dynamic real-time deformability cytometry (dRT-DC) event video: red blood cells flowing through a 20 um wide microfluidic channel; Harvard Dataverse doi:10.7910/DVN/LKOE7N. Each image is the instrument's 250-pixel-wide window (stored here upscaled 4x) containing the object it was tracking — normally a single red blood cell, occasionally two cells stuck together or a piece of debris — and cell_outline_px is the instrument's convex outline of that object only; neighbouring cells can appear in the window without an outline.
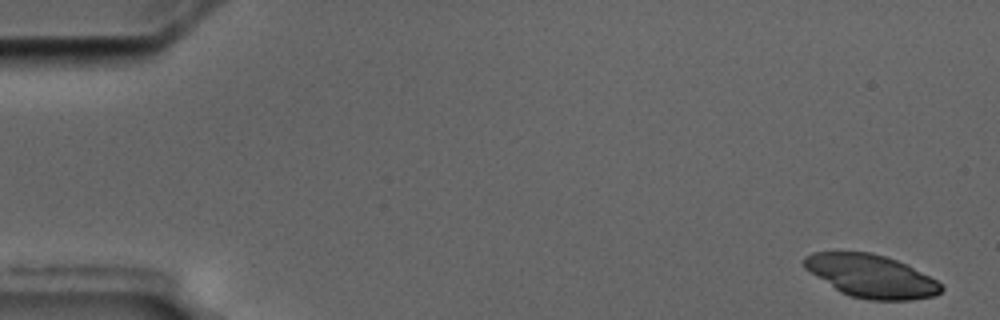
{"species": "common noctule bat (a hibernating species)", "species_latin": "Nyctalus noctula", "temperature_condition": "cold", "stored_images_in_passage": 3, "camera_frame_rate_fps": 3000, "um_per_image_px": 0.085, "animal": {"sex": "male", "body_mass_g": 17.5, "forearm_length_mm": 52.3}, "frame": {"image": 1, "passage_image": 1, "time_ms": 0.0, "image_size_px": [1000, 320], "cell_outline_px": [[944, 288], [936, 296], [912, 300], [868, 300], [852, 296], [840, 292], [804, 268], [804, 256], [812, 252], [872, 252], [896, 260], [936, 280]], "centroid_in_image_um": [74.03, 23.47], "position_along_channel_um": 11.0, "area_um2": 33.93}}